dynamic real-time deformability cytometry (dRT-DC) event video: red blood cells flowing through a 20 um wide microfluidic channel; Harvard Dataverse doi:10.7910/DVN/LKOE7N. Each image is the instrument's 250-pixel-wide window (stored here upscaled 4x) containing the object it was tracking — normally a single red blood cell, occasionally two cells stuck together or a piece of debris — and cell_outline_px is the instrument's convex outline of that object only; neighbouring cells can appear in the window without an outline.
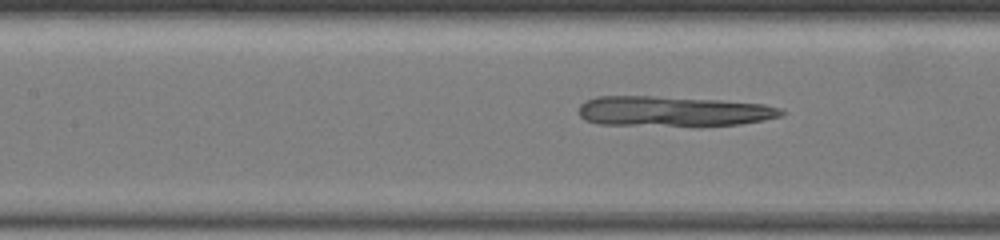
{"species": "common noctule bat (a hibernating species)", "species_latin": "Nyctalus noctula", "temperature_condition": "warm", "stored_images_in_passage": 19, "camera_frame_rate_fps": 3000, "um_per_image_px": 0.085, "animal": {"sex": "female", "body_mass_g": 19.5, "forearm_length_mm": 54.1}, "frame": {"image": 1, "passage_image": 14, "time_ms": 4.333, "image_size_px": [1000, 240], "cell_outline_px": [[784, 112], [780, 116], [764, 120], [740, 124], [700, 128], [692, 128], [600, 124], [584, 120], [580, 116], [580, 104], [596, 96], [652, 96], [720, 100], [764, 104], [780, 108]], "centroid_in_image_um": [57.23, 9.5], "position_along_channel_um": 150.2, "area_um2": 36.76}}